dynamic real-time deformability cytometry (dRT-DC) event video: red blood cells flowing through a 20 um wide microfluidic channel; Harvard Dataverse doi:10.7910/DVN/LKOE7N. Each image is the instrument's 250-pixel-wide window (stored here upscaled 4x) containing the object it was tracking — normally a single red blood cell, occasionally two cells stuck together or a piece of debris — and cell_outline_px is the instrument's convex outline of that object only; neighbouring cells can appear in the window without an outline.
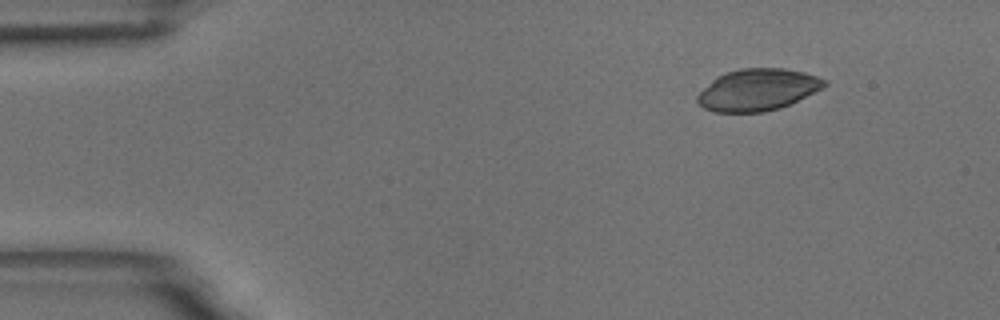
{"species": "common noctule bat (a hibernating species)", "species_latin": "Nyctalus noctula", "temperature_condition": "room temperature", "stored_images_in_passage": 50, "camera_frame_rate_fps": 3000, "um_per_image_px": 0.085, "animal": {"sex": "male", "body_mass_g": 18.8}, "frame": {"image": 1, "passage_image": 1, "time_ms": 0.0, "image_size_px": [1000, 320], "cell_outline_px": [[828, 84], [824, 88], [780, 108], [764, 112], [712, 112], [704, 108], [696, 100], [696, 96], [716, 76], [724, 72], [740, 68], [784, 68], [804, 72], [828, 80]], "centroid_in_image_um": [64.41, 7.62], "position_along_channel_um": 20.6, "area_um2": 31.1}}
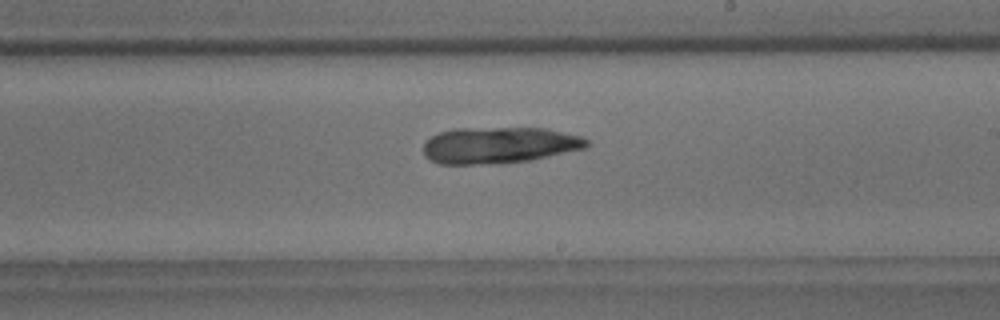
{"frame": {"image": 2, "passage_image": 27, "time_ms": 8.667, "image_size_px": [1000, 320], "cell_outline_px": [[592, 144], [588, 148], [532, 160], [500, 164], [440, 164], [424, 156], [424, 144], [432, 136], [440, 132], [452, 128], [548, 128], [580, 136], [588, 140]], "centroid_in_image_um": [42.48, 12.34], "position_along_channel_um": 246.5, "area_um2": 35.08}}
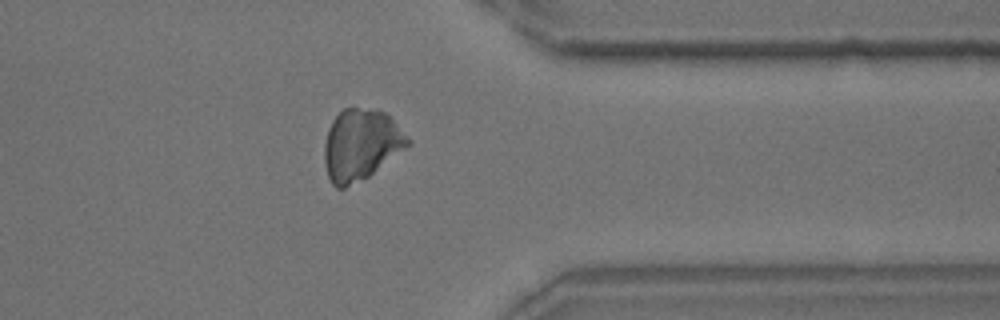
{"frame": {"image": 3, "passage_image": 39, "time_ms": 12.667, "image_size_px": [1000, 320], "cell_outline_px": [[412, 144], [368, 176], [344, 188], [336, 188], [332, 184], [328, 176], [324, 164], [324, 144], [328, 128], [332, 120], [344, 108], [356, 108], [384, 112], [412, 140]], "centroid_in_image_um": [30.66, 12.32], "position_along_channel_um": 380.7, "area_um2": 34.28}}